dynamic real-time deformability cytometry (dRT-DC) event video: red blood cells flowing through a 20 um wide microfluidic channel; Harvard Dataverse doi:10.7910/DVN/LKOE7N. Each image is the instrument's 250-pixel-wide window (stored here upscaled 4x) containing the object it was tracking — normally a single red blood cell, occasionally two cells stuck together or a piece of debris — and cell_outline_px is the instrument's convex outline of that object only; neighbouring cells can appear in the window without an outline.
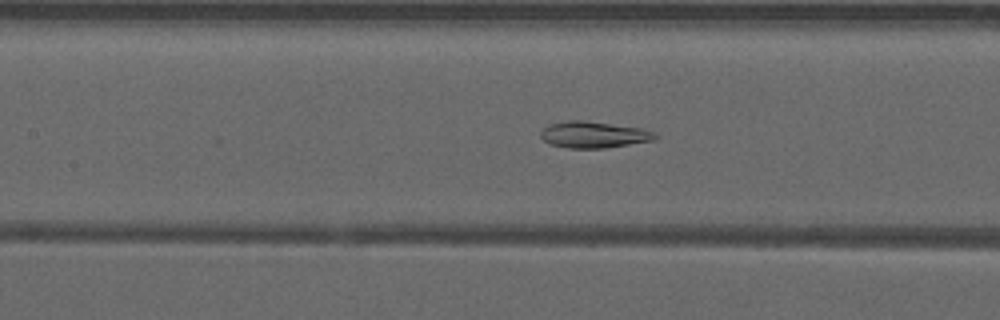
{"species": "common noctule bat (a hibernating species)", "species_latin": "Nyctalus noctula", "temperature_condition": "warm", "stored_images_in_passage": 38, "camera_frame_rate_fps": 3000, "um_per_image_px": 0.085, "animal": {"sex": "male", "forearm_length_mm": 52.5}, "frame": {"image": 1, "passage_image": 10, "time_ms": 3.0, "image_size_px": [1000, 320], "cell_outline_px": [[660, 136], [656, 140], [604, 148], [568, 148], [548, 144], [540, 136], [540, 132], [548, 124], [568, 120], [584, 120], [640, 128], [656, 132]], "centroid_in_image_um": [50.47, 11.45], "position_along_channel_um": 156.9, "area_um2": 17.8}}
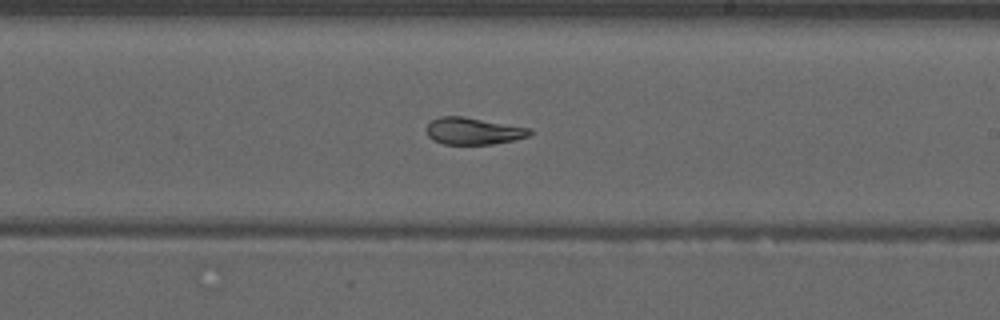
{"frame": {"image": 2, "passage_image": 17, "time_ms": 5.333, "image_size_px": [1000, 320], "cell_outline_px": [[532, 132], [528, 136], [512, 140], [492, 144], [444, 144], [432, 140], [428, 136], [428, 124], [432, 120], [440, 116], [464, 116], [532, 128]], "centroid_in_image_um": [40.24, 11.13], "position_along_channel_um": 248.8, "area_um2": 16.18}}
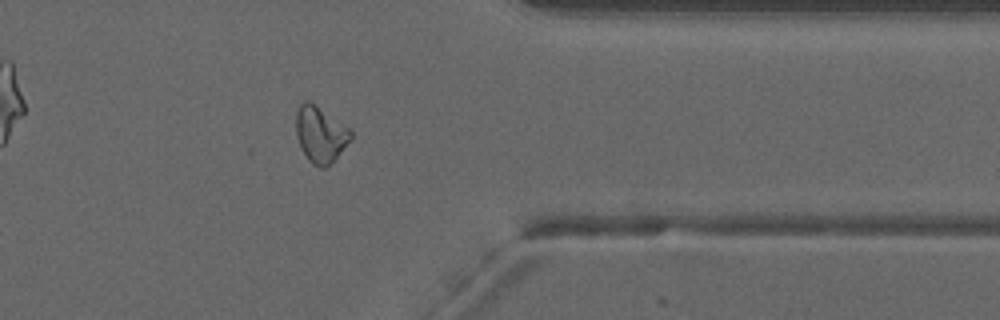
{"frame": {"image": 3, "passage_image": 28, "time_ms": 9.0, "image_size_px": [1000, 320], "cell_outline_px": [[352, 140], [324, 168], [320, 168], [312, 164], [308, 160], [296, 136], [296, 112], [300, 104], [304, 100], [308, 100], [348, 128], [352, 132]], "centroid_in_image_um": [27.21, 11.42], "position_along_channel_um": 384.2, "area_um2": 17.46}, "authors_computed_cell_mechanics": {"area_um2": 17.5134, "velocity_mm_per_s": 3.9562, "shape_relaxation_time_tau1_ms": null, "shape_relaxation_time_tau2_ms": 2.0686, "deformation_change_tau1": null, "deformation_change_tau2": 0.0764}}